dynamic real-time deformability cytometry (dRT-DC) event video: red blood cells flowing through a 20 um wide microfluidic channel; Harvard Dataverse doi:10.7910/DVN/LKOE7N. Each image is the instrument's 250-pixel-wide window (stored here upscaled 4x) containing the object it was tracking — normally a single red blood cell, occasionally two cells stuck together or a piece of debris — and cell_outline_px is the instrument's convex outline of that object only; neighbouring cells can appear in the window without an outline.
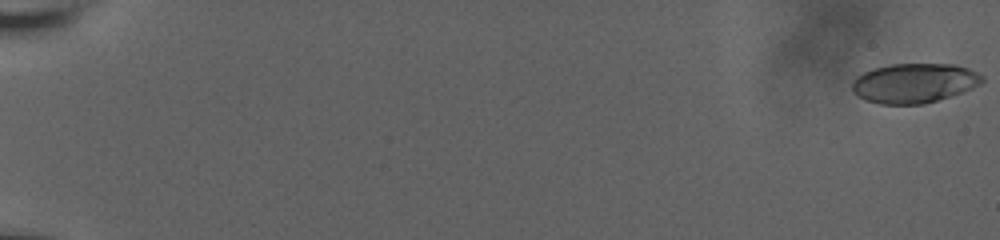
{"species": "human", "species_latin": "Homo sapiens", "temperature_condition": "room temperature", "stored_images_in_passage": 60, "camera_frame_rate_fps": 3000, "um_per_image_px": 0.085, "donor": {"sex": "male"}, "frame": {"image": 1, "passage_image": 1, "time_ms": 0.0, "image_size_px": [1000, 240], "cell_outline_px": [[984, 80], [980, 84], [972, 88], [924, 104], [880, 104], [864, 100], [856, 96], [852, 92], [852, 80], [856, 76], [872, 68], [892, 64], [956, 64], [968, 68], [984, 76]], "centroid_in_image_um": [77.66, 7.06], "position_along_channel_um": 7.3, "area_um2": 30.11}}
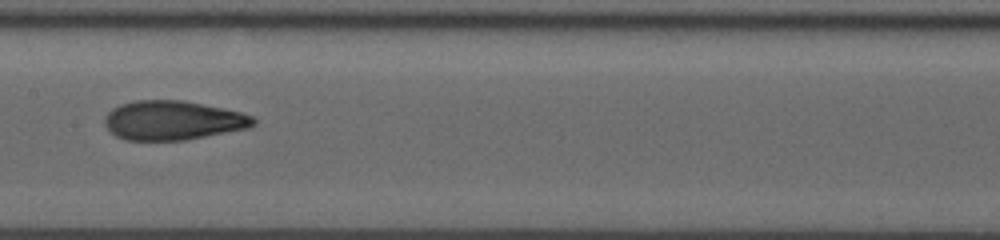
{"frame": {"image": 2, "passage_image": 34, "time_ms": 11.0, "image_size_px": [1000, 240], "cell_outline_px": [[256, 124], [248, 128], [184, 140], [124, 140], [116, 136], [104, 124], [104, 116], [112, 108], [120, 104], [136, 100], [184, 100], [224, 108], [240, 112], [252, 116], [256, 120]], "centroid_in_image_um": [14.68, 10.22], "position_along_channel_um": 192.7, "area_um2": 34.04}}
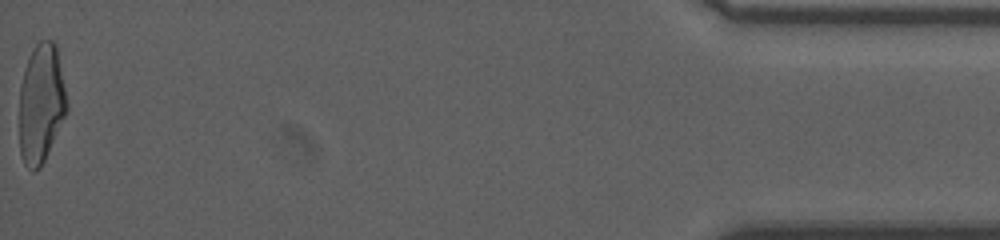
{"frame": {"image": 3, "passage_image": 60, "time_ms": 19.667, "image_size_px": [1000, 240], "cell_outline_px": [[68, 112], [40, 168], [32, 172], [24, 164], [20, 156], [20, 84], [28, 56], [32, 48], [40, 40], [52, 40], [56, 44], [68, 108]], "centroid_in_image_um": [3.49, 8.81], "position_along_channel_um": 431.7, "area_um2": 33.12}, "authors_computed_cell_mechanics": {"area_um2": 32.9749, "velocity_mm_per_s": 3.7635, "shape_relaxation_time_tau1_ms": 5.7284, "shape_relaxation_time_tau2_ms": 1.4216, "deformation_change_tau1": 0.2159, "deformation_change_tau2": 0.0905}}